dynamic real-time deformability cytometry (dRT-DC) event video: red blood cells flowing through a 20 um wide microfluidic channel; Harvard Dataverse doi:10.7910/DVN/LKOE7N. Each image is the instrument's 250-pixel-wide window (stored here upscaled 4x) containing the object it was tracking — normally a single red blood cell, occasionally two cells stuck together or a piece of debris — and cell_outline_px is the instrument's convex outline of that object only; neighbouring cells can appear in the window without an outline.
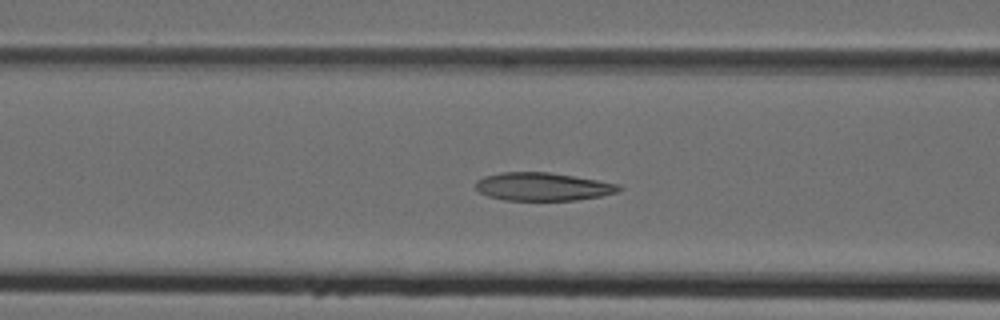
{"species": "Egyptian fruit bat (a non-hibernating species)", "species_latin": "Rousettus aegyptiacus", "temperature_condition": "cold", "stored_images_in_passage": 8, "camera_frame_rate_fps": 3000, "um_per_image_px": 0.085, "animal": {"sex": "female"}, "frame": {"image": 1, "passage_image": 4, "time_ms": 1.0, "image_size_px": [1000, 320], "cell_outline_px": [[612, 188], [608, 192], [592, 196], [564, 200], [520, 200], [496, 176], [524, 172], [536, 172], [564, 176], [588, 180], [604, 184]], "centroid_in_image_um": [46.81, 15.86], "position_along_channel_um": 119.8, "area_um2": 16.18}}
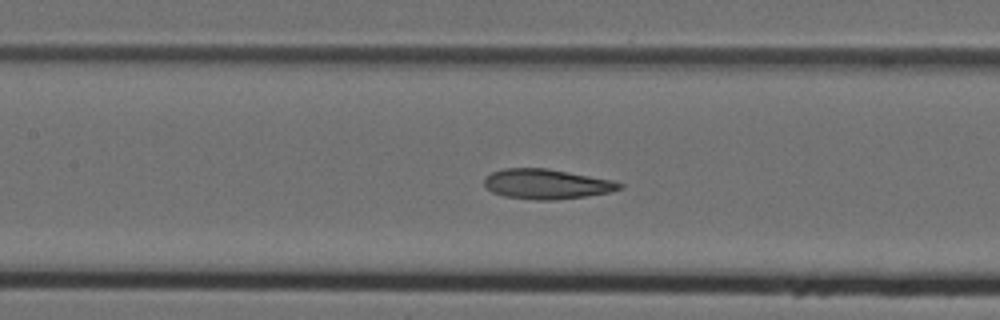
{"frame": {"image": 2, "passage_image": 7, "time_ms": 2.0, "image_size_px": [1000, 320], "cell_outline_px": [[616, 188], [600, 192], [576, 196], [520, 196], [500, 192], [488, 180], [492, 176], [500, 172], [524, 168], [536, 168], [560, 172], [600, 180], [616, 184]], "centroid_in_image_um": [46.46, 15.59], "position_along_channel_um": 160.9, "area_um2": 18.44}}